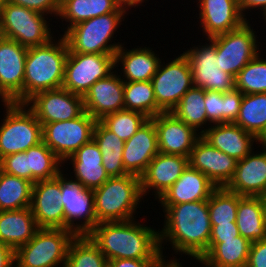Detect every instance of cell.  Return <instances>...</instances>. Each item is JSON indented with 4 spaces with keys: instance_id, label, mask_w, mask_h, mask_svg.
Returning a JSON list of instances; mask_svg holds the SVG:
<instances>
[{
    "instance_id": "1",
    "label": "cell",
    "mask_w": 266,
    "mask_h": 267,
    "mask_svg": "<svg viewBox=\"0 0 266 267\" xmlns=\"http://www.w3.org/2000/svg\"><path fill=\"white\" fill-rule=\"evenodd\" d=\"M165 216L159 231L160 250L170 242L177 254H186L199 261L207 252L211 237L208 200L186 202L178 205H161Z\"/></svg>"
},
{
    "instance_id": "2",
    "label": "cell",
    "mask_w": 266,
    "mask_h": 267,
    "mask_svg": "<svg viewBox=\"0 0 266 267\" xmlns=\"http://www.w3.org/2000/svg\"><path fill=\"white\" fill-rule=\"evenodd\" d=\"M133 220L102 222L88 234L107 261L114 259L166 260L160 250L159 229Z\"/></svg>"
},
{
    "instance_id": "3",
    "label": "cell",
    "mask_w": 266,
    "mask_h": 267,
    "mask_svg": "<svg viewBox=\"0 0 266 267\" xmlns=\"http://www.w3.org/2000/svg\"><path fill=\"white\" fill-rule=\"evenodd\" d=\"M40 46L29 47L23 81V104L35 94L62 88L65 62L69 53L63 35Z\"/></svg>"
},
{
    "instance_id": "4",
    "label": "cell",
    "mask_w": 266,
    "mask_h": 267,
    "mask_svg": "<svg viewBox=\"0 0 266 267\" xmlns=\"http://www.w3.org/2000/svg\"><path fill=\"white\" fill-rule=\"evenodd\" d=\"M93 194L97 224L133 220L143 200L140 177L131 174L110 177Z\"/></svg>"
},
{
    "instance_id": "5",
    "label": "cell",
    "mask_w": 266,
    "mask_h": 267,
    "mask_svg": "<svg viewBox=\"0 0 266 267\" xmlns=\"http://www.w3.org/2000/svg\"><path fill=\"white\" fill-rule=\"evenodd\" d=\"M127 12H112L82 21L64 31L69 52L115 55L124 45L112 43L114 33L122 25ZM123 19V20H122Z\"/></svg>"
},
{
    "instance_id": "6",
    "label": "cell",
    "mask_w": 266,
    "mask_h": 267,
    "mask_svg": "<svg viewBox=\"0 0 266 267\" xmlns=\"http://www.w3.org/2000/svg\"><path fill=\"white\" fill-rule=\"evenodd\" d=\"M71 230L40 228L33 238L14 251L16 267H65ZM59 265V266H58Z\"/></svg>"
},
{
    "instance_id": "7",
    "label": "cell",
    "mask_w": 266,
    "mask_h": 267,
    "mask_svg": "<svg viewBox=\"0 0 266 267\" xmlns=\"http://www.w3.org/2000/svg\"><path fill=\"white\" fill-rule=\"evenodd\" d=\"M0 126V160L10 154L25 152L43 141L42 124L25 104L4 105Z\"/></svg>"
},
{
    "instance_id": "8",
    "label": "cell",
    "mask_w": 266,
    "mask_h": 267,
    "mask_svg": "<svg viewBox=\"0 0 266 267\" xmlns=\"http://www.w3.org/2000/svg\"><path fill=\"white\" fill-rule=\"evenodd\" d=\"M0 14L4 37L14 40L22 46L27 48L40 46L54 38L49 21L45 19L47 15L8 1L4 3Z\"/></svg>"
},
{
    "instance_id": "9",
    "label": "cell",
    "mask_w": 266,
    "mask_h": 267,
    "mask_svg": "<svg viewBox=\"0 0 266 267\" xmlns=\"http://www.w3.org/2000/svg\"><path fill=\"white\" fill-rule=\"evenodd\" d=\"M96 120L84 111L75 119L42 124L43 142L65 163L93 139Z\"/></svg>"
},
{
    "instance_id": "10",
    "label": "cell",
    "mask_w": 266,
    "mask_h": 267,
    "mask_svg": "<svg viewBox=\"0 0 266 267\" xmlns=\"http://www.w3.org/2000/svg\"><path fill=\"white\" fill-rule=\"evenodd\" d=\"M114 68L115 55L69 52L62 88L84 97L93 84L110 75Z\"/></svg>"
},
{
    "instance_id": "11",
    "label": "cell",
    "mask_w": 266,
    "mask_h": 267,
    "mask_svg": "<svg viewBox=\"0 0 266 267\" xmlns=\"http://www.w3.org/2000/svg\"><path fill=\"white\" fill-rule=\"evenodd\" d=\"M247 20L239 28L209 38L220 57L221 70L235 76L259 54L257 35Z\"/></svg>"
},
{
    "instance_id": "12",
    "label": "cell",
    "mask_w": 266,
    "mask_h": 267,
    "mask_svg": "<svg viewBox=\"0 0 266 267\" xmlns=\"http://www.w3.org/2000/svg\"><path fill=\"white\" fill-rule=\"evenodd\" d=\"M165 65V66H164ZM157 106L171 112L193 85L190 64L182 53L168 64L160 61L151 79Z\"/></svg>"
},
{
    "instance_id": "13",
    "label": "cell",
    "mask_w": 266,
    "mask_h": 267,
    "mask_svg": "<svg viewBox=\"0 0 266 267\" xmlns=\"http://www.w3.org/2000/svg\"><path fill=\"white\" fill-rule=\"evenodd\" d=\"M63 172H61V205L65 215V229L71 230L76 236L88 235L97 224L93 190L85 188L70 177L68 179Z\"/></svg>"
},
{
    "instance_id": "14",
    "label": "cell",
    "mask_w": 266,
    "mask_h": 267,
    "mask_svg": "<svg viewBox=\"0 0 266 267\" xmlns=\"http://www.w3.org/2000/svg\"><path fill=\"white\" fill-rule=\"evenodd\" d=\"M207 40L209 44L205 42V45L194 46L183 52L190 64L193 85L205 91H233L235 78L221 70L215 44L210 39Z\"/></svg>"
},
{
    "instance_id": "15",
    "label": "cell",
    "mask_w": 266,
    "mask_h": 267,
    "mask_svg": "<svg viewBox=\"0 0 266 267\" xmlns=\"http://www.w3.org/2000/svg\"><path fill=\"white\" fill-rule=\"evenodd\" d=\"M25 105L41 124L72 120L85 111L83 97L64 88L39 92Z\"/></svg>"
},
{
    "instance_id": "16",
    "label": "cell",
    "mask_w": 266,
    "mask_h": 267,
    "mask_svg": "<svg viewBox=\"0 0 266 267\" xmlns=\"http://www.w3.org/2000/svg\"><path fill=\"white\" fill-rule=\"evenodd\" d=\"M28 48L18 42L0 40V92L11 102L23 104V81Z\"/></svg>"
},
{
    "instance_id": "17",
    "label": "cell",
    "mask_w": 266,
    "mask_h": 267,
    "mask_svg": "<svg viewBox=\"0 0 266 267\" xmlns=\"http://www.w3.org/2000/svg\"><path fill=\"white\" fill-rule=\"evenodd\" d=\"M61 173L33 184L31 211L39 228L65 229Z\"/></svg>"
},
{
    "instance_id": "18",
    "label": "cell",
    "mask_w": 266,
    "mask_h": 267,
    "mask_svg": "<svg viewBox=\"0 0 266 267\" xmlns=\"http://www.w3.org/2000/svg\"><path fill=\"white\" fill-rule=\"evenodd\" d=\"M157 132L159 153L190 156L196 141L202 136L192 127L176 118L171 112L151 118Z\"/></svg>"
},
{
    "instance_id": "19",
    "label": "cell",
    "mask_w": 266,
    "mask_h": 267,
    "mask_svg": "<svg viewBox=\"0 0 266 267\" xmlns=\"http://www.w3.org/2000/svg\"><path fill=\"white\" fill-rule=\"evenodd\" d=\"M237 160L216 149L202 136L189 156V165L206 175L217 188L226 187L234 176Z\"/></svg>"
},
{
    "instance_id": "20",
    "label": "cell",
    "mask_w": 266,
    "mask_h": 267,
    "mask_svg": "<svg viewBox=\"0 0 266 267\" xmlns=\"http://www.w3.org/2000/svg\"><path fill=\"white\" fill-rule=\"evenodd\" d=\"M115 71V73H114ZM98 80L83 97L84 110L96 121L124 110V82L116 70Z\"/></svg>"
},
{
    "instance_id": "21",
    "label": "cell",
    "mask_w": 266,
    "mask_h": 267,
    "mask_svg": "<svg viewBox=\"0 0 266 267\" xmlns=\"http://www.w3.org/2000/svg\"><path fill=\"white\" fill-rule=\"evenodd\" d=\"M200 25L206 39L239 28L243 17L238 0H198Z\"/></svg>"
},
{
    "instance_id": "22",
    "label": "cell",
    "mask_w": 266,
    "mask_h": 267,
    "mask_svg": "<svg viewBox=\"0 0 266 267\" xmlns=\"http://www.w3.org/2000/svg\"><path fill=\"white\" fill-rule=\"evenodd\" d=\"M188 165V157L158 153L140 177L142 196H146L152 189L155 199H159L179 179Z\"/></svg>"
},
{
    "instance_id": "23",
    "label": "cell",
    "mask_w": 266,
    "mask_h": 267,
    "mask_svg": "<svg viewBox=\"0 0 266 267\" xmlns=\"http://www.w3.org/2000/svg\"><path fill=\"white\" fill-rule=\"evenodd\" d=\"M158 153L155 124L149 118L129 140L125 141L122 154L125 171L141 177Z\"/></svg>"
},
{
    "instance_id": "24",
    "label": "cell",
    "mask_w": 266,
    "mask_h": 267,
    "mask_svg": "<svg viewBox=\"0 0 266 267\" xmlns=\"http://www.w3.org/2000/svg\"><path fill=\"white\" fill-rule=\"evenodd\" d=\"M258 152L251 151L237 161L234 176L225 187L227 190L240 196L266 195V150Z\"/></svg>"
},
{
    "instance_id": "25",
    "label": "cell",
    "mask_w": 266,
    "mask_h": 267,
    "mask_svg": "<svg viewBox=\"0 0 266 267\" xmlns=\"http://www.w3.org/2000/svg\"><path fill=\"white\" fill-rule=\"evenodd\" d=\"M216 189V185L206 175L188 165L179 179L158 201L161 205H178L208 200Z\"/></svg>"
},
{
    "instance_id": "26",
    "label": "cell",
    "mask_w": 266,
    "mask_h": 267,
    "mask_svg": "<svg viewBox=\"0 0 266 267\" xmlns=\"http://www.w3.org/2000/svg\"><path fill=\"white\" fill-rule=\"evenodd\" d=\"M202 137L216 149L239 161L254 148L256 137L235 123H221L206 127Z\"/></svg>"
},
{
    "instance_id": "27",
    "label": "cell",
    "mask_w": 266,
    "mask_h": 267,
    "mask_svg": "<svg viewBox=\"0 0 266 267\" xmlns=\"http://www.w3.org/2000/svg\"><path fill=\"white\" fill-rule=\"evenodd\" d=\"M68 160L72 163L74 181L81 183L85 188L94 190L110 178L102 164L101 151L93 139L66 161Z\"/></svg>"
},
{
    "instance_id": "28",
    "label": "cell",
    "mask_w": 266,
    "mask_h": 267,
    "mask_svg": "<svg viewBox=\"0 0 266 267\" xmlns=\"http://www.w3.org/2000/svg\"><path fill=\"white\" fill-rule=\"evenodd\" d=\"M121 46L115 54V67L121 63L123 82L151 81L161 59L149 47H137L131 50Z\"/></svg>"
},
{
    "instance_id": "29",
    "label": "cell",
    "mask_w": 266,
    "mask_h": 267,
    "mask_svg": "<svg viewBox=\"0 0 266 267\" xmlns=\"http://www.w3.org/2000/svg\"><path fill=\"white\" fill-rule=\"evenodd\" d=\"M39 229L30 207L0 211V242L14 251L28 243Z\"/></svg>"
},
{
    "instance_id": "30",
    "label": "cell",
    "mask_w": 266,
    "mask_h": 267,
    "mask_svg": "<svg viewBox=\"0 0 266 267\" xmlns=\"http://www.w3.org/2000/svg\"><path fill=\"white\" fill-rule=\"evenodd\" d=\"M251 243L241 235L221 243H209L207 252L198 262L203 267H246Z\"/></svg>"
},
{
    "instance_id": "31",
    "label": "cell",
    "mask_w": 266,
    "mask_h": 267,
    "mask_svg": "<svg viewBox=\"0 0 266 267\" xmlns=\"http://www.w3.org/2000/svg\"><path fill=\"white\" fill-rule=\"evenodd\" d=\"M118 0H60L58 17L69 22L67 30L85 20L112 12H128Z\"/></svg>"
},
{
    "instance_id": "32",
    "label": "cell",
    "mask_w": 266,
    "mask_h": 267,
    "mask_svg": "<svg viewBox=\"0 0 266 267\" xmlns=\"http://www.w3.org/2000/svg\"><path fill=\"white\" fill-rule=\"evenodd\" d=\"M239 234L250 242L266 239V224L262 197L243 196L236 213Z\"/></svg>"
},
{
    "instance_id": "33",
    "label": "cell",
    "mask_w": 266,
    "mask_h": 267,
    "mask_svg": "<svg viewBox=\"0 0 266 267\" xmlns=\"http://www.w3.org/2000/svg\"><path fill=\"white\" fill-rule=\"evenodd\" d=\"M93 140L102 154V164L109 177L128 175L123 164L125 141L110 131L101 121H97L93 131Z\"/></svg>"
},
{
    "instance_id": "34",
    "label": "cell",
    "mask_w": 266,
    "mask_h": 267,
    "mask_svg": "<svg viewBox=\"0 0 266 267\" xmlns=\"http://www.w3.org/2000/svg\"><path fill=\"white\" fill-rule=\"evenodd\" d=\"M33 183L0 170V211L31 206Z\"/></svg>"
},
{
    "instance_id": "35",
    "label": "cell",
    "mask_w": 266,
    "mask_h": 267,
    "mask_svg": "<svg viewBox=\"0 0 266 267\" xmlns=\"http://www.w3.org/2000/svg\"><path fill=\"white\" fill-rule=\"evenodd\" d=\"M205 107V90L193 86L181 98L171 113L196 131L201 130L200 134L202 135L204 133L202 128L208 122Z\"/></svg>"
},
{
    "instance_id": "36",
    "label": "cell",
    "mask_w": 266,
    "mask_h": 267,
    "mask_svg": "<svg viewBox=\"0 0 266 267\" xmlns=\"http://www.w3.org/2000/svg\"><path fill=\"white\" fill-rule=\"evenodd\" d=\"M25 152L28 157L30 182L33 184L57 177L63 171L61 168L64 163L43 141Z\"/></svg>"
},
{
    "instance_id": "37",
    "label": "cell",
    "mask_w": 266,
    "mask_h": 267,
    "mask_svg": "<svg viewBox=\"0 0 266 267\" xmlns=\"http://www.w3.org/2000/svg\"><path fill=\"white\" fill-rule=\"evenodd\" d=\"M234 123L257 138L266 128V93L244 94Z\"/></svg>"
},
{
    "instance_id": "38",
    "label": "cell",
    "mask_w": 266,
    "mask_h": 267,
    "mask_svg": "<svg viewBox=\"0 0 266 267\" xmlns=\"http://www.w3.org/2000/svg\"><path fill=\"white\" fill-rule=\"evenodd\" d=\"M124 109L140 112L148 118L163 113L157 106L151 81L124 82Z\"/></svg>"
},
{
    "instance_id": "39",
    "label": "cell",
    "mask_w": 266,
    "mask_h": 267,
    "mask_svg": "<svg viewBox=\"0 0 266 267\" xmlns=\"http://www.w3.org/2000/svg\"><path fill=\"white\" fill-rule=\"evenodd\" d=\"M65 267H108V261L88 235H77L68 246Z\"/></svg>"
},
{
    "instance_id": "40",
    "label": "cell",
    "mask_w": 266,
    "mask_h": 267,
    "mask_svg": "<svg viewBox=\"0 0 266 267\" xmlns=\"http://www.w3.org/2000/svg\"><path fill=\"white\" fill-rule=\"evenodd\" d=\"M242 197L225 187L217 188L208 199L211 224L236 222L238 202Z\"/></svg>"
},
{
    "instance_id": "41",
    "label": "cell",
    "mask_w": 266,
    "mask_h": 267,
    "mask_svg": "<svg viewBox=\"0 0 266 267\" xmlns=\"http://www.w3.org/2000/svg\"><path fill=\"white\" fill-rule=\"evenodd\" d=\"M260 55L235 76V89L243 94L266 93V59Z\"/></svg>"
},
{
    "instance_id": "42",
    "label": "cell",
    "mask_w": 266,
    "mask_h": 267,
    "mask_svg": "<svg viewBox=\"0 0 266 267\" xmlns=\"http://www.w3.org/2000/svg\"><path fill=\"white\" fill-rule=\"evenodd\" d=\"M148 119L140 112L124 109L106 115L100 121L120 139L127 141Z\"/></svg>"
},
{
    "instance_id": "43",
    "label": "cell",
    "mask_w": 266,
    "mask_h": 267,
    "mask_svg": "<svg viewBox=\"0 0 266 267\" xmlns=\"http://www.w3.org/2000/svg\"><path fill=\"white\" fill-rule=\"evenodd\" d=\"M205 106L208 125L225 123V93L205 91Z\"/></svg>"
},
{
    "instance_id": "44",
    "label": "cell",
    "mask_w": 266,
    "mask_h": 267,
    "mask_svg": "<svg viewBox=\"0 0 266 267\" xmlns=\"http://www.w3.org/2000/svg\"><path fill=\"white\" fill-rule=\"evenodd\" d=\"M0 170L6 174L30 181V169L26 152L14 153L0 160Z\"/></svg>"
},
{
    "instance_id": "45",
    "label": "cell",
    "mask_w": 266,
    "mask_h": 267,
    "mask_svg": "<svg viewBox=\"0 0 266 267\" xmlns=\"http://www.w3.org/2000/svg\"><path fill=\"white\" fill-rule=\"evenodd\" d=\"M8 2L23 6L38 13L49 15L53 14L58 19L60 12V0H7Z\"/></svg>"
},
{
    "instance_id": "46",
    "label": "cell",
    "mask_w": 266,
    "mask_h": 267,
    "mask_svg": "<svg viewBox=\"0 0 266 267\" xmlns=\"http://www.w3.org/2000/svg\"><path fill=\"white\" fill-rule=\"evenodd\" d=\"M243 93L234 89L225 92V123H234L239 115Z\"/></svg>"
},
{
    "instance_id": "47",
    "label": "cell",
    "mask_w": 266,
    "mask_h": 267,
    "mask_svg": "<svg viewBox=\"0 0 266 267\" xmlns=\"http://www.w3.org/2000/svg\"><path fill=\"white\" fill-rule=\"evenodd\" d=\"M211 225V237L209 243H221L223 240L234 239V237L240 236L236 222Z\"/></svg>"
},
{
    "instance_id": "48",
    "label": "cell",
    "mask_w": 266,
    "mask_h": 267,
    "mask_svg": "<svg viewBox=\"0 0 266 267\" xmlns=\"http://www.w3.org/2000/svg\"><path fill=\"white\" fill-rule=\"evenodd\" d=\"M246 267H266V239L251 243Z\"/></svg>"
},
{
    "instance_id": "49",
    "label": "cell",
    "mask_w": 266,
    "mask_h": 267,
    "mask_svg": "<svg viewBox=\"0 0 266 267\" xmlns=\"http://www.w3.org/2000/svg\"><path fill=\"white\" fill-rule=\"evenodd\" d=\"M166 260L114 259L108 261V267H163Z\"/></svg>"
},
{
    "instance_id": "50",
    "label": "cell",
    "mask_w": 266,
    "mask_h": 267,
    "mask_svg": "<svg viewBox=\"0 0 266 267\" xmlns=\"http://www.w3.org/2000/svg\"><path fill=\"white\" fill-rule=\"evenodd\" d=\"M14 250L0 242V267H13Z\"/></svg>"
},
{
    "instance_id": "51",
    "label": "cell",
    "mask_w": 266,
    "mask_h": 267,
    "mask_svg": "<svg viewBox=\"0 0 266 267\" xmlns=\"http://www.w3.org/2000/svg\"><path fill=\"white\" fill-rule=\"evenodd\" d=\"M238 4L243 17H246V20L247 16L244 12H247V9L248 11H250V8H258L261 10L262 13L266 10V0H238Z\"/></svg>"
},
{
    "instance_id": "52",
    "label": "cell",
    "mask_w": 266,
    "mask_h": 267,
    "mask_svg": "<svg viewBox=\"0 0 266 267\" xmlns=\"http://www.w3.org/2000/svg\"><path fill=\"white\" fill-rule=\"evenodd\" d=\"M122 6H125L127 8L130 7H138L142 4V2L144 3V1L147 0H118Z\"/></svg>"
},
{
    "instance_id": "53",
    "label": "cell",
    "mask_w": 266,
    "mask_h": 267,
    "mask_svg": "<svg viewBox=\"0 0 266 267\" xmlns=\"http://www.w3.org/2000/svg\"><path fill=\"white\" fill-rule=\"evenodd\" d=\"M256 144L261 145L263 150H266V128L260 133V135L256 138Z\"/></svg>"
},
{
    "instance_id": "54",
    "label": "cell",
    "mask_w": 266,
    "mask_h": 267,
    "mask_svg": "<svg viewBox=\"0 0 266 267\" xmlns=\"http://www.w3.org/2000/svg\"><path fill=\"white\" fill-rule=\"evenodd\" d=\"M177 258L174 259H167V263L163 267H183Z\"/></svg>"
},
{
    "instance_id": "55",
    "label": "cell",
    "mask_w": 266,
    "mask_h": 267,
    "mask_svg": "<svg viewBox=\"0 0 266 267\" xmlns=\"http://www.w3.org/2000/svg\"><path fill=\"white\" fill-rule=\"evenodd\" d=\"M0 98H1V102H3V106L6 104L11 103L1 92H0Z\"/></svg>"
},
{
    "instance_id": "56",
    "label": "cell",
    "mask_w": 266,
    "mask_h": 267,
    "mask_svg": "<svg viewBox=\"0 0 266 267\" xmlns=\"http://www.w3.org/2000/svg\"><path fill=\"white\" fill-rule=\"evenodd\" d=\"M262 201H263L264 217H265V224H266V195L262 196Z\"/></svg>"
},
{
    "instance_id": "57",
    "label": "cell",
    "mask_w": 266,
    "mask_h": 267,
    "mask_svg": "<svg viewBox=\"0 0 266 267\" xmlns=\"http://www.w3.org/2000/svg\"><path fill=\"white\" fill-rule=\"evenodd\" d=\"M4 38L3 30H2V21H1V14H0V40Z\"/></svg>"
},
{
    "instance_id": "58",
    "label": "cell",
    "mask_w": 266,
    "mask_h": 267,
    "mask_svg": "<svg viewBox=\"0 0 266 267\" xmlns=\"http://www.w3.org/2000/svg\"><path fill=\"white\" fill-rule=\"evenodd\" d=\"M7 0H0V10L1 8L3 7L4 3L6 2Z\"/></svg>"
},
{
    "instance_id": "59",
    "label": "cell",
    "mask_w": 266,
    "mask_h": 267,
    "mask_svg": "<svg viewBox=\"0 0 266 267\" xmlns=\"http://www.w3.org/2000/svg\"><path fill=\"white\" fill-rule=\"evenodd\" d=\"M262 16H264V21L266 22V10L262 13Z\"/></svg>"
}]
</instances>
